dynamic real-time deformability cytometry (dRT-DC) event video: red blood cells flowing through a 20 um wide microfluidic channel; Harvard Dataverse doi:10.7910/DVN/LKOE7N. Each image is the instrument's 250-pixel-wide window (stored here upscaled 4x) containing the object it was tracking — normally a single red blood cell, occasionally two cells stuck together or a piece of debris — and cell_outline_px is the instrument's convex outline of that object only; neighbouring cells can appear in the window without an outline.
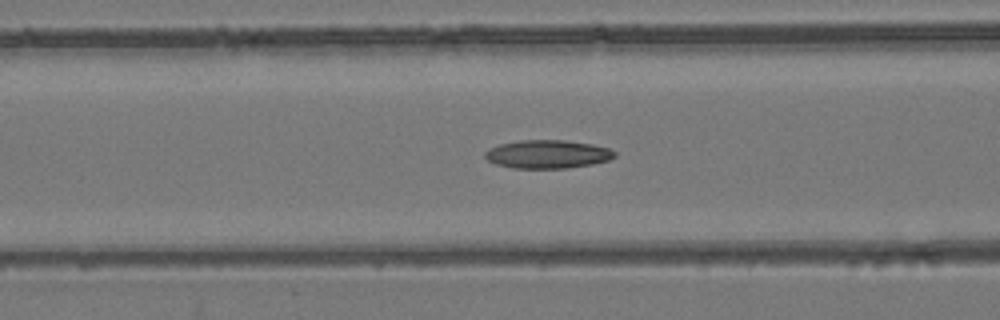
{"species": "common noctule bat (a hibernating species)", "species_latin": "Nyctalus noctula", "temperature_condition": "room temperature", "stored_images_in_passage": 49, "camera_frame_rate_fps": 3000, "um_per_image_px": 0.085, "animal": {"sex": "female", "body_mass_g": 24.6, "forearm_length_mm": 56.2}, "frame": {"image": 1, "passage_image": 17, "time_ms": 5.333, "image_size_px": [1000, 320], "cell_outline_px": [[616, 156], [608, 160], [592, 164], [568, 168], [512, 168], [496, 164], [488, 160], [484, 156], [484, 152], [500, 144], [520, 140], [564, 140], [592, 144], [608, 148], [616, 152]], "centroid_in_image_um": [46.55, 13.11], "position_along_channel_um": 120.0, "area_um2": 21.33}}
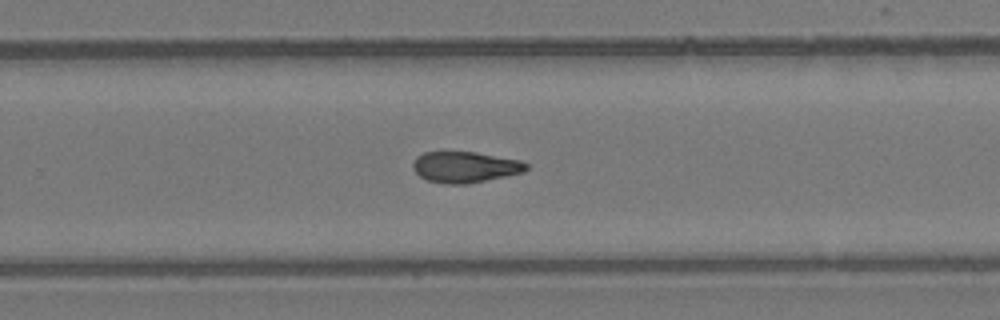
{"frame": {"image": 2, "passage_image": 30, "time_ms": 9.667, "image_size_px": [1000, 320], "cell_outline_px": [[528, 168], [524, 172], [508, 176], [468, 184], [444, 184], [428, 180], [420, 176], [412, 168], [412, 164], [416, 156], [424, 152], [476, 152], [520, 160], [528, 164]], "centroid_in_image_um": [39.54, 14.2], "position_along_channel_um": 290.3, "area_um2": 20.63}}
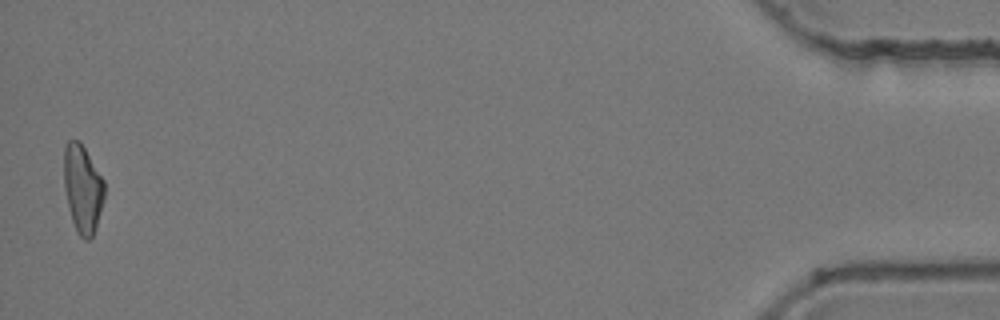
{"frame": {"image": 3, "passage_image": 48, "time_ms": 15.667, "image_size_px": [1000, 320], "cell_outline_px": [[104, 200], [96, 228], [92, 236], [88, 240], [84, 240], [76, 232], [68, 208], [64, 188], [64, 144], [68, 140], [80, 140], [104, 180]], "centroid_in_image_um": [7.02, 16.04], "position_along_channel_um": 428.2, "area_um2": 20.98}, "authors_computed_cell_mechanics": {"area_um2": 20.9236, "velocity_mm_per_s": 3.9367, "shape_relaxation_time_tau1_ms": null, "shape_relaxation_time_tau2_ms": 6.0732, "deformation_change_tau1": null, "deformation_change_tau2": 0.1376}}